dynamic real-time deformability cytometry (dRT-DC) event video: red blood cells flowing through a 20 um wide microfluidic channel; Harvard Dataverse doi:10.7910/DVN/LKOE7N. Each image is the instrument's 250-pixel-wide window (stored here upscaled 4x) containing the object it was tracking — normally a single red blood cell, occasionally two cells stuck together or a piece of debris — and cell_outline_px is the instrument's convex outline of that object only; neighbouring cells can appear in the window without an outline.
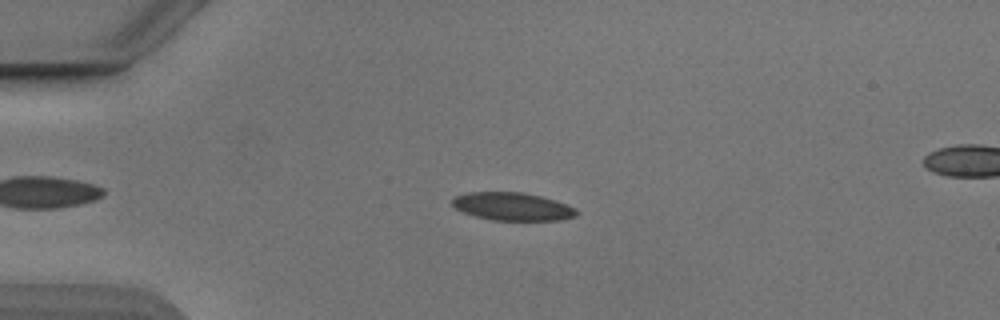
{"species": "Egyptian fruit bat (a non-hibernating species)", "species_latin": "Rousettus aegyptiacus", "temperature_condition": "cold", "stored_images_in_passage": 46, "camera_frame_rate_fps": 3000, "um_per_image_px": 0.085, "animal": {"sex": "male"}, "frame": {"image": 1, "passage_image": 11, "time_ms": 3.333, "image_size_px": [1000, 320], "cell_outline_px": [[580, 212], [576, 216], [560, 220], [492, 220], [476, 216], [464, 212], [456, 208], [452, 204], [452, 200], [456, 196], [468, 192], [524, 192], [556, 200], [576, 208]], "centroid_in_image_um": [43.6, 17.55], "position_along_channel_um": 41.4, "area_um2": 20.23}}
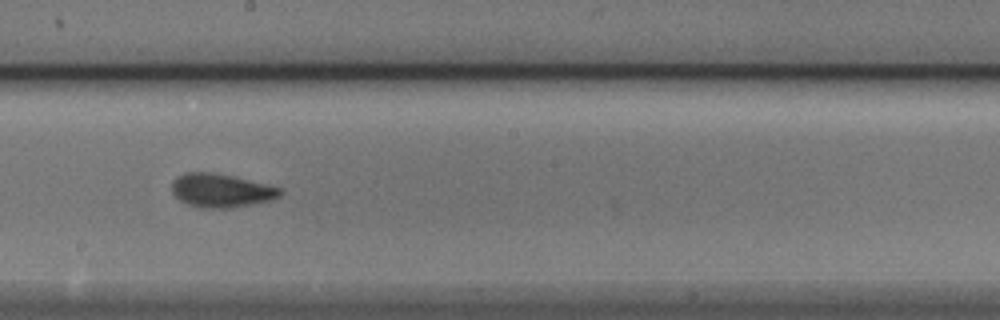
{"frame": {"image": 2, "passage_image": 28, "time_ms": 9.0, "image_size_px": [1000, 320], "cell_outline_px": [[280, 196], [272, 200], [232, 208], [196, 208], [180, 200], [172, 192], [172, 180], [176, 176], [184, 172], [212, 172], [232, 176], [280, 188]], "centroid_in_image_um": [18.73, 16.2], "position_along_channel_um": 229.5, "area_um2": 21.15}}
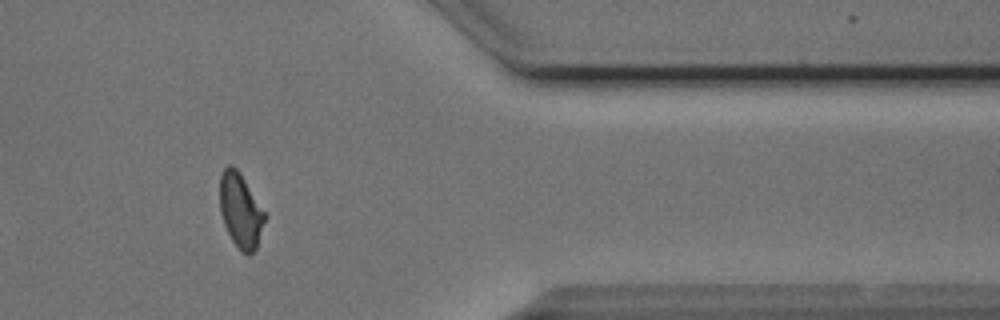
{"frame": {"image": 3, "passage_image": 42, "time_ms": 13.667, "image_size_px": [1000, 320], "cell_outline_px": [[268, 216], [256, 248], [248, 256], [240, 252], [232, 240], [224, 224], [220, 212], [220, 176], [224, 168], [228, 164], [232, 164], [240, 172]], "centroid_in_image_um": [20.47, 17.9], "position_along_channel_um": 390.9, "area_um2": 19.83}, "authors_computed_cell_mechanics": {"area_um2": 20.3167, "velocity_mm_per_s": 3.8661, "shape_relaxation_time_tau1_ms": 2.953, "shape_relaxation_time_tau2_ms": 1.1938, "deformation_change_tau1": 0.121, "deformation_change_tau2": 0.0476}}